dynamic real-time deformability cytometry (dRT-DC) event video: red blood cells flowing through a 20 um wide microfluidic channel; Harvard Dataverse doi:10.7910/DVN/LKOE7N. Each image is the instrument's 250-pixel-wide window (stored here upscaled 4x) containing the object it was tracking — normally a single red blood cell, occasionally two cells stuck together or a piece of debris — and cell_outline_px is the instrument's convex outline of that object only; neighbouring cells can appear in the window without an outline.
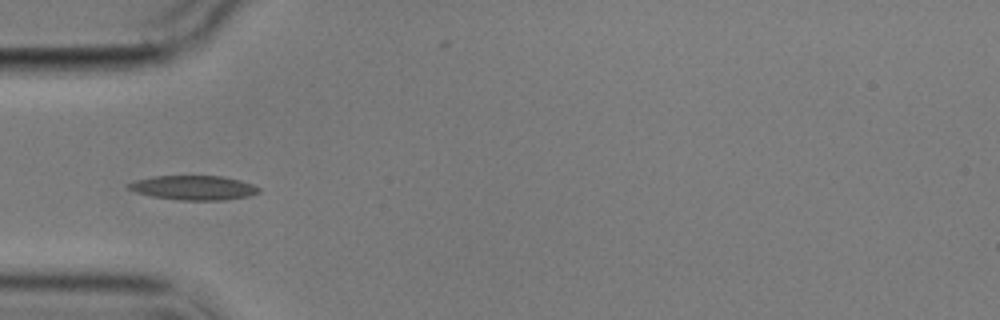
{"species": "common noctule bat (a hibernating species)", "species_latin": "Nyctalus noctula", "temperature_condition": "cold", "stored_images_in_passage": 6, "camera_frame_rate_fps": 3000, "um_per_image_px": 0.085, "animal": {"sex": "male", "body_mass_g": 17.9}, "frame": {"image": 1, "passage_image": 5, "time_ms": 4.333, "image_size_px": [1000, 320], "cell_outline_px": [[260, 192], [248, 196], [224, 200], [180, 200], [152, 196], [136, 192], [128, 188], [128, 184], [136, 180], [152, 176], [220, 176], [240, 180], [252, 184], [260, 188]], "centroid_in_image_um": [16.47, 15.95], "position_along_channel_um": 68.5, "area_um2": 18.38}}
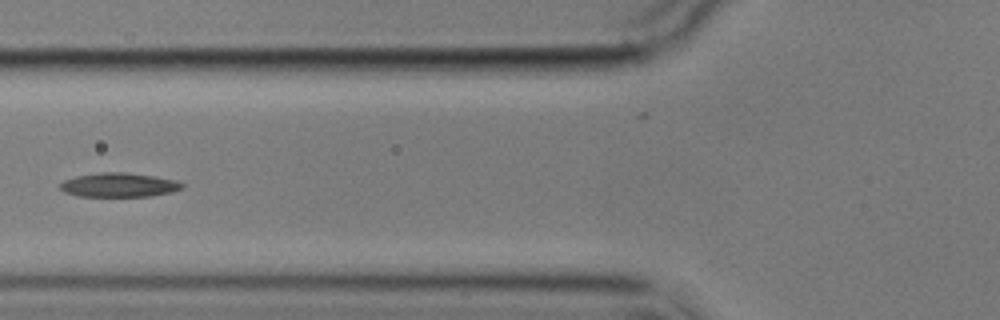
{"frame": {"image": 2, "passage_image": 6, "time_ms": 5.667, "image_size_px": [1000, 320], "cell_outline_px": [[184, 188], [172, 192], [152, 196], [76, 196], [64, 192], [60, 188], [60, 184], [64, 180], [76, 176], [100, 172], [124, 172], [156, 176], [176, 180], [184, 184]], "centroid_in_image_um": [10.13, 15.72], "position_along_channel_um": 115.7, "area_um2": 17.28}}